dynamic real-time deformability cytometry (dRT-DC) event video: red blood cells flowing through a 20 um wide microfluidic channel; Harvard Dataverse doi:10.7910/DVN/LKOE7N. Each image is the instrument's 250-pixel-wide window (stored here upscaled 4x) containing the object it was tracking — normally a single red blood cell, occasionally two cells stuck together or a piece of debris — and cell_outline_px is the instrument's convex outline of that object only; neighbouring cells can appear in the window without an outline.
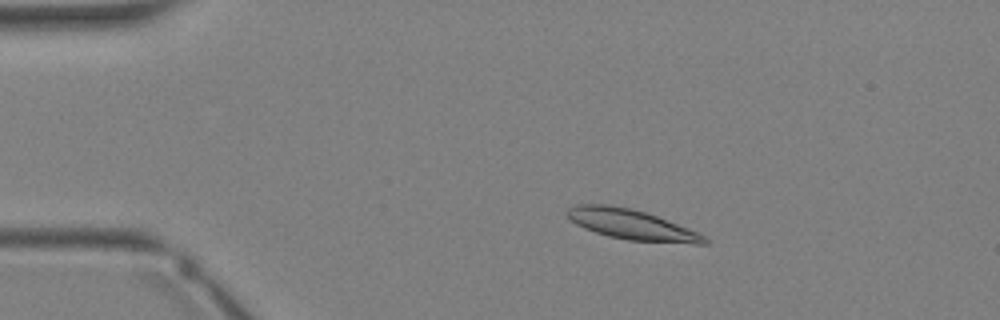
{"species": "Egyptian fruit bat (a non-hibernating species)", "species_latin": "Rousettus aegyptiacus", "temperature_condition": "warm", "stored_images_in_passage": 35, "camera_frame_rate_fps": 3000, "um_per_image_px": 0.085, "animal": {"sex": "female"}, "frame": {"image": 1, "passage_image": 6, "time_ms": 1.667, "image_size_px": [1000, 320], "cell_outline_px": [[708, 244], [696, 244], [628, 240], [608, 236], [584, 228], [576, 224], [564, 212], [568, 208], [576, 204], [608, 204], [628, 208], [644, 212], [656, 216], [688, 228], [704, 236], [708, 240]], "centroid_in_image_um": [53.65, 19.09], "position_along_channel_um": 31.3, "area_um2": 23.87}}
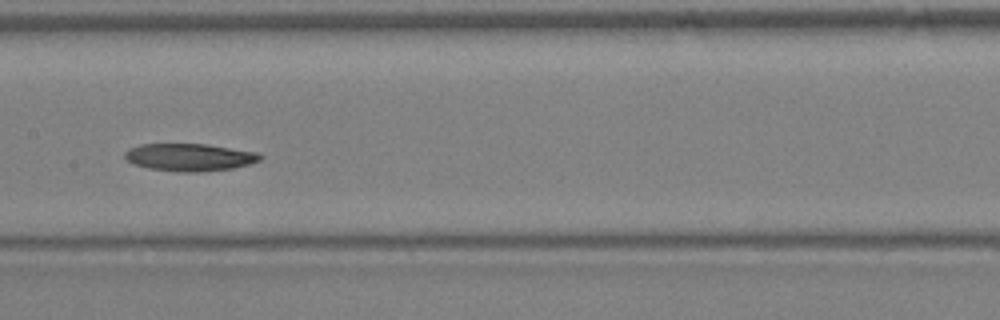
{"frame": {"image": 2, "passage_image": 17, "time_ms": 5.333, "image_size_px": [1000, 320], "cell_outline_px": [[264, 156], [260, 160], [252, 164], [232, 168], [200, 172], [180, 172], [148, 168], [132, 164], [124, 156], [124, 152], [128, 148], [140, 144], [208, 144], [260, 152]], "centroid_in_image_um": [16.15, 13.36], "position_along_channel_um": 191.3, "area_um2": 22.02}}
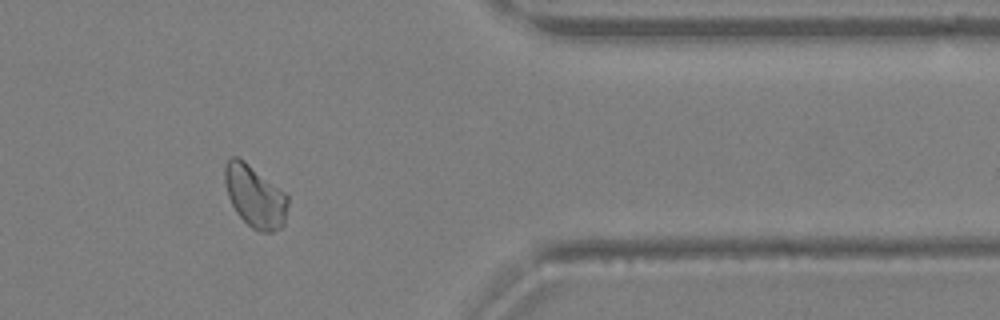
{"frame": {"image": 3, "passage_image": 28, "time_ms": 9.0, "image_size_px": [1000, 320], "cell_outline_px": [[288, 204], [284, 224], [280, 228], [272, 232], [260, 232], [252, 228], [236, 212], [228, 196], [224, 180], [224, 168], [228, 156], [236, 156], [244, 160], [284, 192], [288, 196]], "centroid_in_image_um": [21.65, 16.68], "position_along_channel_um": 389.7, "area_um2": 22.77}}